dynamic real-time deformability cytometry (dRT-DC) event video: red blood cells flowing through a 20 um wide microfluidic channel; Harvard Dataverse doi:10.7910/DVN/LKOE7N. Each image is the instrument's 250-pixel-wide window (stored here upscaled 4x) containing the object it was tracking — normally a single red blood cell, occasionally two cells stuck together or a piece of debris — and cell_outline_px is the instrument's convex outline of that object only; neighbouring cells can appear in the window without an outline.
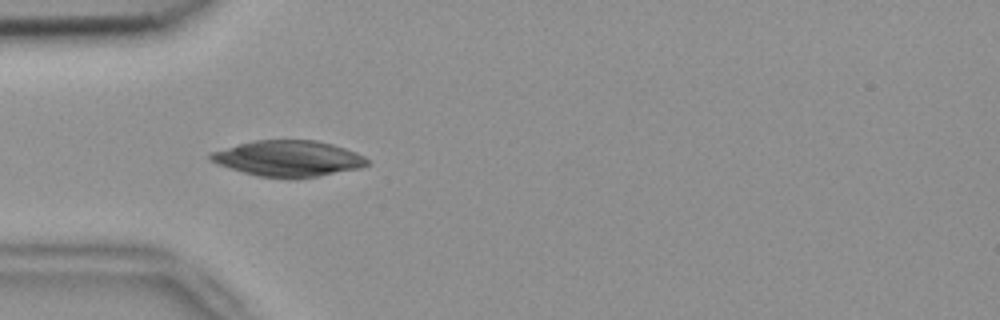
{"species": "common noctule bat (a hibernating species)", "species_latin": "Nyctalus noctula", "temperature_condition": "room temperature", "stored_images_in_passage": 27, "camera_frame_rate_fps": 3000, "um_per_image_px": 0.085, "animal": {"sex": "female", "body_mass_g": 18.4}, "frame": {"image": 1, "passage_image": 5, "time_ms": 1.333, "image_size_px": [1000, 320], "cell_outline_px": [[368, 164], [360, 168], [316, 176], [288, 180], [256, 176], [208, 160], [208, 152], [256, 140], [316, 140], [332, 144], [356, 152], [364, 156], [368, 160]], "centroid_in_image_um": [24.49, 13.48], "position_along_channel_um": 60.5, "area_um2": 32.83}}
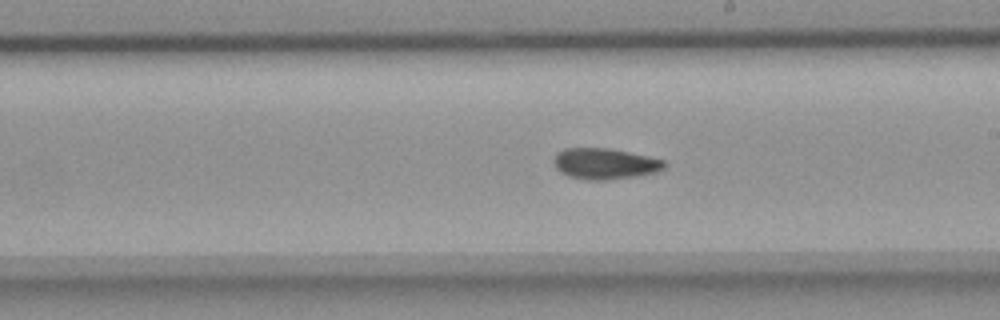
{"frame": {"image": 2, "passage_image": 16, "time_ms": 5.0, "image_size_px": [1000, 320], "cell_outline_px": [[668, 164], [664, 168], [656, 172], [636, 176], [608, 180], [588, 180], [568, 176], [560, 172], [552, 164], [552, 160], [556, 152], [564, 148], [608, 148], [648, 156], [664, 160]], "centroid_in_image_um": [51.38, 13.91], "position_along_channel_um": 237.6, "area_um2": 20.17}}
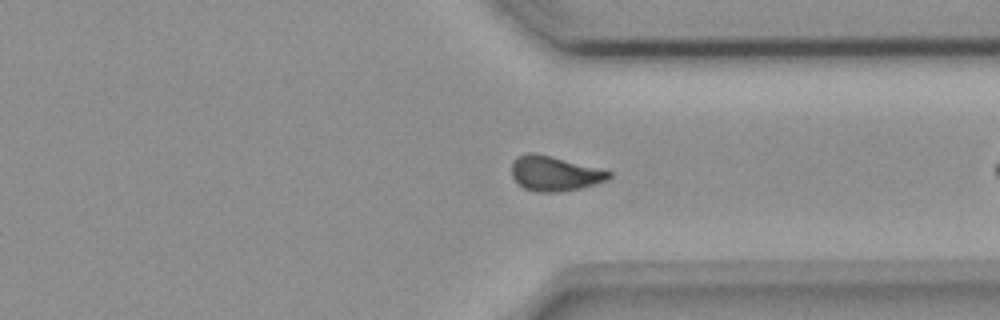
{"frame": {"image": 3, "passage_image": 26, "time_ms": 8.333, "image_size_px": [1000, 320], "cell_outline_px": [[612, 176], [608, 180], [580, 188], [556, 192], [536, 192], [524, 188], [512, 176], [512, 164], [516, 156], [528, 152], [536, 152], [612, 172]], "centroid_in_image_um": [47.12, 14.74], "position_along_channel_um": 364.3, "area_um2": 19.59}}